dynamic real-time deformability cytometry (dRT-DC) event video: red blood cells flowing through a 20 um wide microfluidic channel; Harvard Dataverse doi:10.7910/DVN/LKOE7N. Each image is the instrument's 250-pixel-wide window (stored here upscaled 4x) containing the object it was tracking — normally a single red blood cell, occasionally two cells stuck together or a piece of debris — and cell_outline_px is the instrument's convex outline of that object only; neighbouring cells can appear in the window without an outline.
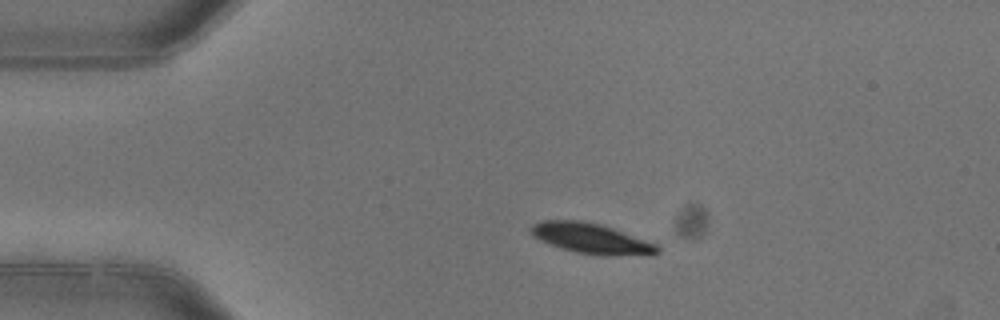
{"species": "common noctule bat (a hibernating species)", "species_latin": "Nyctalus noctula", "temperature_condition": "warm", "stored_images_in_passage": 2, "camera_frame_rate_fps": 3000, "um_per_image_px": 0.085, "animal": {"sex": "female"}, "frame": {"image": 1, "passage_image": 1, "time_ms": 0.0, "image_size_px": [1000, 320], "cell_outline_px": [[660, 252], [612, 256], [600, 256], [576, 252], [540, 240], [532, 236], [532, 224], [544, 220], [580, 220], [600, 224], [660, 244]], "centroid_in_image_um": [50.29, 20.26], "position_along_channel_um": 34.7, "area_um2": 22.08}}